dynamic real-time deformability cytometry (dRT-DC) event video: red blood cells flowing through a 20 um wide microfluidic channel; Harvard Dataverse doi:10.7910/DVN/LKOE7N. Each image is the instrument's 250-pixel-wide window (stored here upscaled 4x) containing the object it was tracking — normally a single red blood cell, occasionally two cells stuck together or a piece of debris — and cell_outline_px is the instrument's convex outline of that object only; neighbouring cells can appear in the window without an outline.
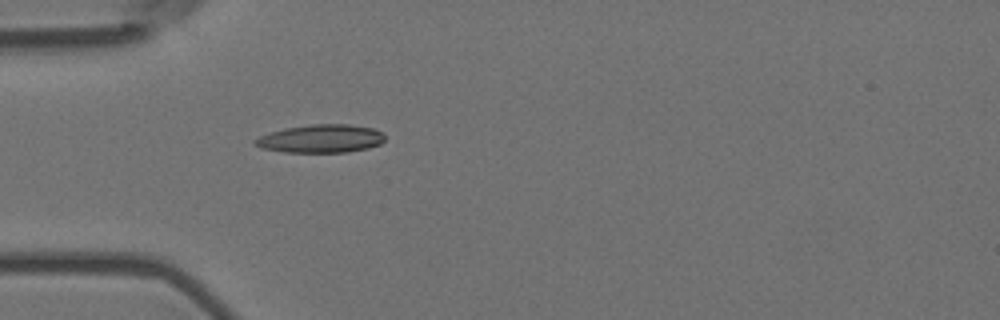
{"species": "Egyptian fruit bat (a non-hibernating species)", "species_latin": "Rousettus aegyptiacus", "temperature_condition": "room temperature", "stored_images_in_passage": 4, "camera_frame_rate_fps": 3000, "um_per_image_px": 0.085, "animal": {"sex": "female"}, "frame": {"image": 1, "passage_image": 4, "time_ms": 1.0, "image_size_px": [1000, 320], "cell_outline_px": [[384, 140], [380, 144], [368, 148], [348, 152], [284, 152], [260, 148], [252, 144], [252, 140], [260, 136], [284, 128], [312, 124], [348, 124], [372, 128], [380, 132], [384, 136]], "centroid_in_image_um": [27.23, 11.79], "position_along_channel_um": 57.8, "area_um2": 21.33}}